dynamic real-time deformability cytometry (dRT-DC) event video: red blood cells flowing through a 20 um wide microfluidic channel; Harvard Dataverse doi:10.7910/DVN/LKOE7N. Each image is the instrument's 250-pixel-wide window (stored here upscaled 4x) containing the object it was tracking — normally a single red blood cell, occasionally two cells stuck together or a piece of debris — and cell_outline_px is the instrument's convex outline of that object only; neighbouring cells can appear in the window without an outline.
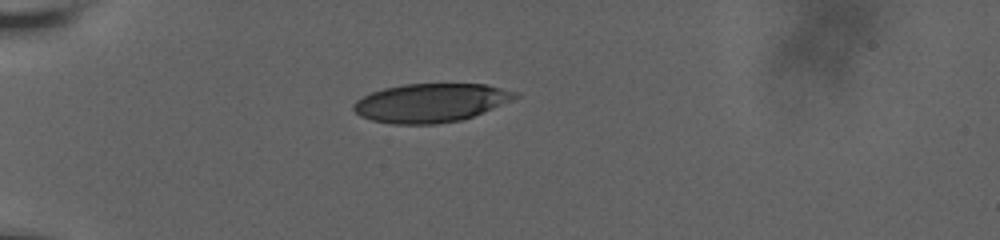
{"species": "human", "species_latin": "Homo sapiens", "temperature_condition": "room temperature", "stored_images_in_passage": 22, "camera_frame_rate_fps": 3000, "um_per_image_px": 0.085, "donor": {"sex": "male"}, "frame": {"image": 1, "passage_image": 1, "time_ms": 0.0, "image_size_px": [1000, 240], "cell_outline_px": [[520, 96], [512, 100], [472, 116], [460, 120], [436, 124], [392, 124], [372, 120], [360, 116], [352, 108], [352, 104], [356, 100], [372, 92], [384, 88], [404, 84], [488, 84], [520, 92]], "centroid_in_image_um": [36.62, 8.73], "position_along_channel_um": 48.4, "area_um2": 36.41}}
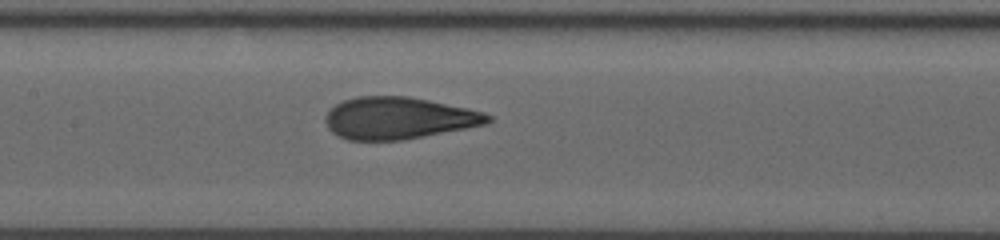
{"frame": {"image": 2, "passage_image": 10, "time_ms": 4.333, "image_size_px": [1000, 240], "cell_outline_px": [[492, 120], [488, 124], [424, 136], [400, 140], [348, 140], [332, 132], [328, 128], [324, 120], [324, 116], [336, 104], [344, 100], [360, 96], [408, 96], [468, 108], [484, 112], [492, 116]], "centroid_in_image_um": [33.89, 10.04], "position_along_channel_um": 173.5, "area_um2": 39.65}}
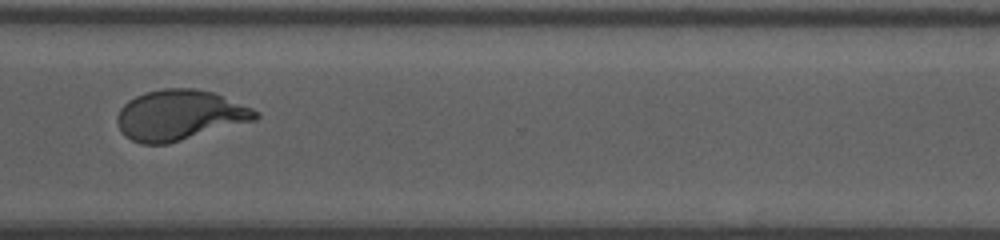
{"frame": {"image": 3, "passage_image": 21, "time_ms": 9.333, "image_size_px": [1000, 240], "cell_outline_px": [[260, 116], [256, 120], [168, 144], [140, 144], [124, 136], [116, 120], [116, 116], [120, 108], [128, 100], [144, 92], [164, 88], [196, 88], [212, 92], [252, 108], [260, 112]], "centroid_in_image_um": [15.25, 9.79], "position_along_channel_um": 355.3, "area_um2": 40.69}}